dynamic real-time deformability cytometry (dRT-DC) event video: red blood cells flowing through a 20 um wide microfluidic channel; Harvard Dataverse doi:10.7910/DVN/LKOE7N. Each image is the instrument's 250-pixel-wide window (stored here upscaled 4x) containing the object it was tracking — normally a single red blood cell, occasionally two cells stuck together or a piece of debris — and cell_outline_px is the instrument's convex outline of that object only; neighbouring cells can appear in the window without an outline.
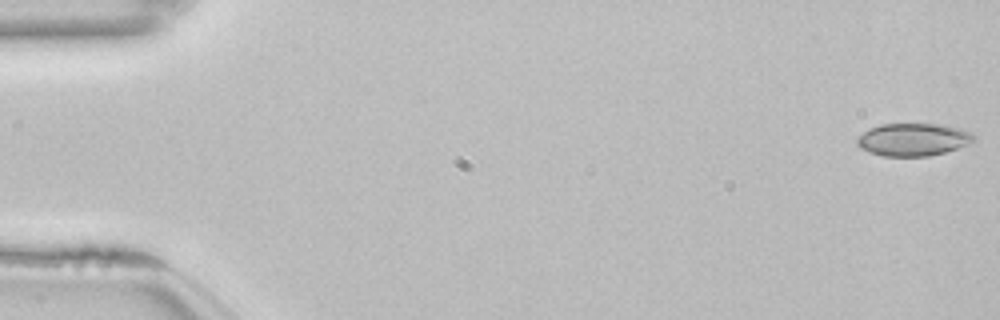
{"species": "common noctule bat (a hibernating species)", "species_latin": "Nyctalus noctula", "temperature_condition": "room temperature", "stored_images_in_passage": 53, "camera_frame_rate_fps": 3000, "um_per_image_px": 0.085, "animal": {"sex": "female", "body_mass_g": 22.7, "forearm_length_mm": 54.2}, "frame": {"image": 1, "passage_image": 1, "time_ms": 0.0, "image_size_px": [1000, 320], "cell_outline_px": [[976, 140], [968, 144], [944, 152], [928, 156], [884, 156], [868, 152], [860, 148], [856, 144], [856, 136], [868, 128], [880, 124], [940, 124], [972, 132], [976, 136]], "centroid_in_image_um": [77.57, 11.86], "position_along_channel_um": 7.4, "area_um2": 22.37}}
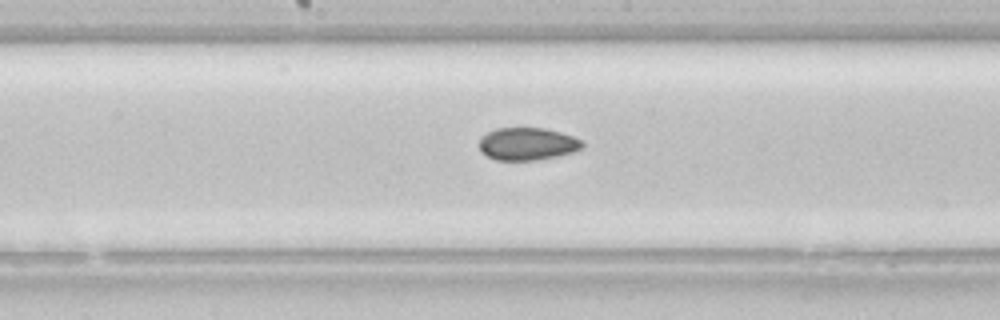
{"frame": {"image": 2, "passage_image": 28, "time_ms": 9.0, "image_size_px": [1000, 320], "cell_outline_px": [[584, 144], [580, 148], [572, 152], [556, 156], [536, 160], [496, 160], [480, 152], [480, 140], [488, 132], [496, 128], [544, 128], [560, 132], [572, 136], [580, 140]], "centroid_in_image_um": [44.81, 12.23], "position_along_channel_um": 203.4, "area_um2": 19.31}}
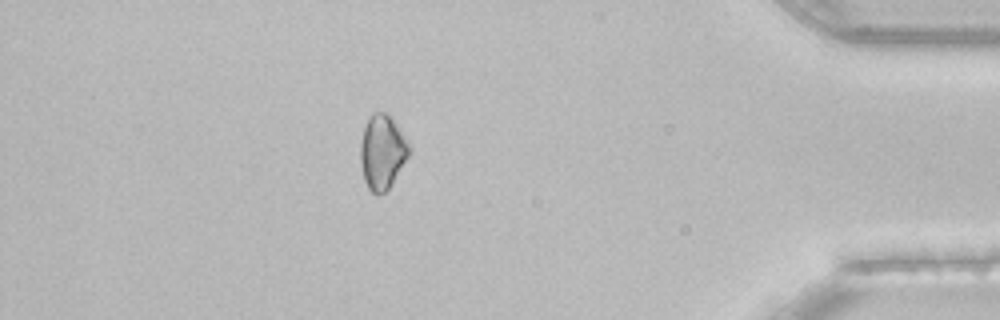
{"frame": {"image": 3, "passage_image": 47, "time_ms": 15.333, "image_size_px": [1000, 320], "cell_outline_px": [[412, 152], [392, 184], [384, 192], [376, 196], [368, 188], [364, 180], [360, 160], [360, 144], [364, 128], [372, 112], [384, 112], [392, 116], [412, 148]], "centroid_in_image_um": [32.52, 12.92], "position_along_channel_um": 402.7, "area_um2": 21.44}}